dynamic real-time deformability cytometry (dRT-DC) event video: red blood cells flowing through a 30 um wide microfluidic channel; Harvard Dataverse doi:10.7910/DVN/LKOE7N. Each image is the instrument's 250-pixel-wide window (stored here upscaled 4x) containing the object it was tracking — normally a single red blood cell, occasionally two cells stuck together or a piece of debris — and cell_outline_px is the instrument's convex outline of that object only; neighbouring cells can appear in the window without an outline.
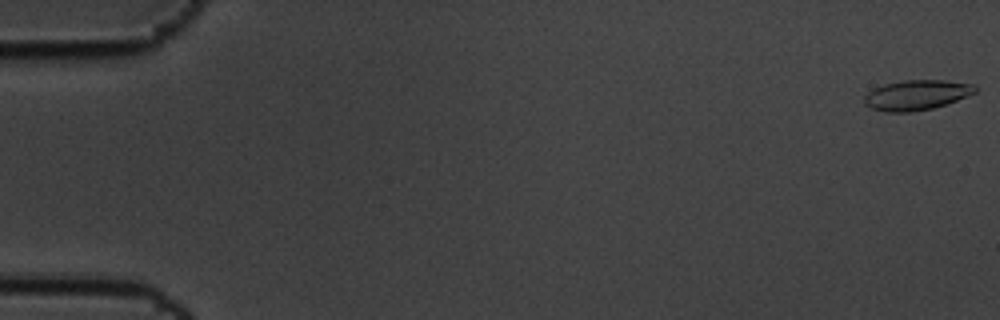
{"species": "common noctule bat (a hibernating species)", "species_latin": "Nyctalus noctula", "temperature_condition": "cold", "stored_images_in_passage": 59, "camera_frame_rate_fps": 3000, "um_per_image_px": 0.085, "animal": {"sex": "male", "body_mass_g": 19.5, "forearm_length_mm": 54.6}, "frame": {"image": 1, "passage_image": 1, "time_ms": 0.0, "image_size_px": [1000, 320], "cell_outline_px": [[976, 92], [956, 100], [932, 108], [912, 112], [884, 112], [872, 108], [864, 104], [864, 96], [868, 92], [884, 84], [904, 80], [944, 80], [976, 84]], "centroid_in_image_um": [77.9, 8.07], "position_along_channel_um": 7.1, "area_um2": 19.31}}
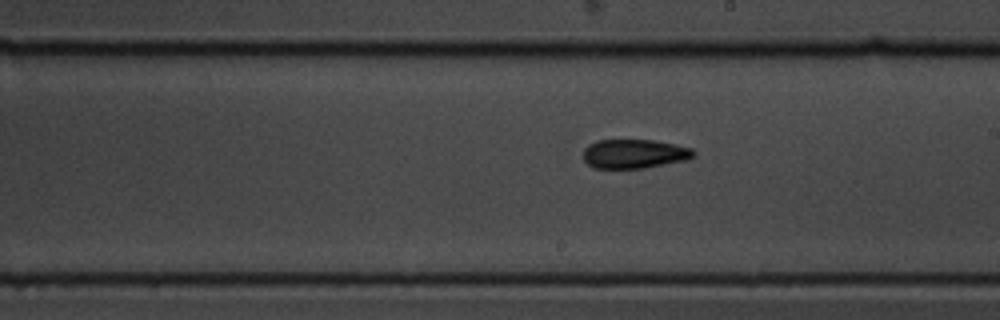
{"frame": {"image": 2, "passage_image": 34, "time_ms": 11.0, "image_size_px": [1000, 320], "cell_outline_px": [[696, 156], [688, 160], [644, 168], [592, 168], [584, 160], [584, 148], [588, 144], [596, 140], [652, 140], [676, 144], [692, 148], [696, 152]], "centroid_in_image_um": [53.94, 13.07], "position_along_channel_um": 235.1, "area_um2": 18.96}}
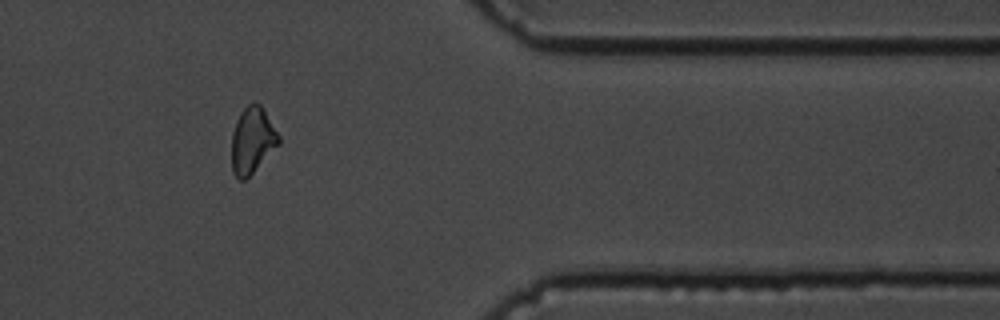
{"frame": {"image": 3, "passage_image": 49, "time_ms": 16.0, "image_size_px": [1000, 320], "cell_outline_px": [[280, 144], [244, 180], [240, 180], [232, 172], [232, 132], [236, 120], [240, 112], [252, 100], [260, 104], [280, 136]], "centroid_in_image_um": [21.44, 11.89], "position_along_channel_um": 390.0, "area_um2": 18.09}, "authors_computed_cell_mechanics": {"area_um2": 18.8428, "velocity_mm_per_s": 3.4521, "shape_relaxation_time_tau1_ms": 5.6031, "shape_relaxation_time_tau2_ms": 3.2198, "deformation_change_tau1": 0.1472, "deformation_change_tau2": 0.0875}}